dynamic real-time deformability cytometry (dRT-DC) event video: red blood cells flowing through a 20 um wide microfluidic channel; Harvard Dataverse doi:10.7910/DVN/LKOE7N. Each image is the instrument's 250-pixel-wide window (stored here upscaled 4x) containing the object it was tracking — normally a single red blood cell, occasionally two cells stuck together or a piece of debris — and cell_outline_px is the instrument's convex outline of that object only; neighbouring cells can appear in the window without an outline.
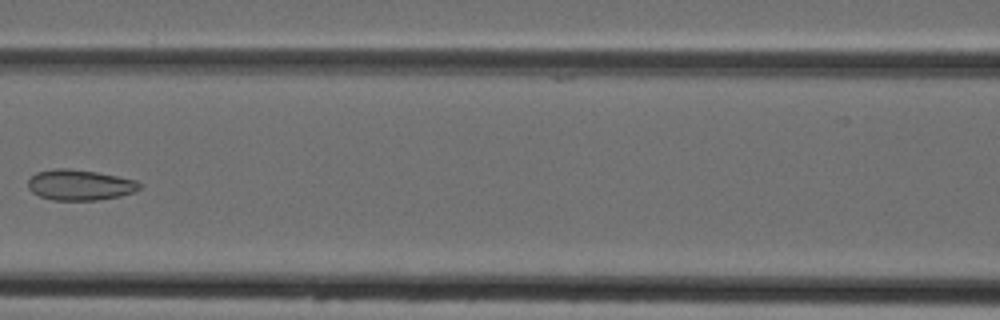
{"species": "Egyptian fruit bat (a non-hibernating species)", "species_latin": "Rousettus aegyptiacus", "temperature_condition": "cold", "stored_images_in_passage": 5, "camera_frame_rate_fps": 3000, "um_per_image_px": 0.085, "animal": {"sex": "female"}, "frame": {"image": 1, "passage_image": 4, "time_ms": 3.667, "image_size_px": [1000, 320], "cell_outline_px": [[140, 188], [136, 192], [120, 196], [96, 200], [52, 200], [40, 196], [32, 192], [28, 188], [28, 180], [36, 172], [52, 168], [68, 168], [96, 172], [136, 180], [140, 184]], "centroid_in_image_um": [6.77, 15.72], "position_along_channel_um": 159.8, "area_um2": 19.94}}
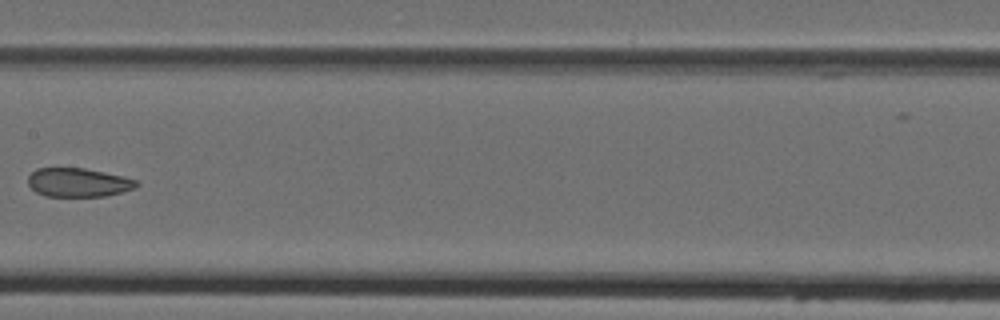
{"frame": {"image": 2, "passage_image": 5, "time_ms": 4.667, "image_size_px": [1000, 320], "cell_outline_px": [[140, 184], [136, 188], [104, 196], [44, 196], [36, 192], [28, 184], [28, 176], [36, 168], [84, 168], [104, 172], [136, 180]], "centroid_in_image_um": [6.63, 15.51], "position_along_channel_um": 200.8, "area_um2": 18.09}}